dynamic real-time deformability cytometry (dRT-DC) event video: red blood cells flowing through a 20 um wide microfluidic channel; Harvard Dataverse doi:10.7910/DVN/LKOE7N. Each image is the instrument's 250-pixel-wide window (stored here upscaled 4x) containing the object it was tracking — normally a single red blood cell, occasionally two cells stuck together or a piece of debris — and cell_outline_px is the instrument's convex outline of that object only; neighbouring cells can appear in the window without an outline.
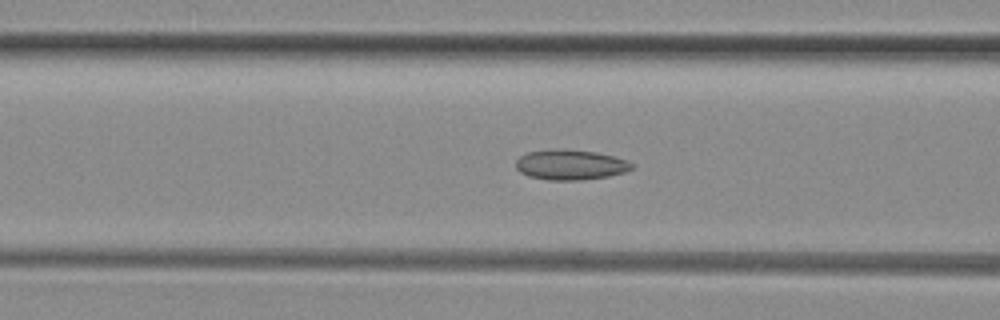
{"species": "common noctule bat (a hibernating species)", "species_latin": "Nyctalus noctula", "temperature_condition": "room temperature", "stored_images_in_passage": 40, "camera_frame_rate_fps": 3000, "um_per_image_px": 0.085, "animal": {"sex": "female", "body_mass_g": 29.2, "forearm_length_mm": 56.3}, "frame": {"image": 1, "passage_image": 9, "time_ms": 2.667, "image_size_px": [1000, 320], "cell_outline_px": [[632, 168], [624, 172], [608, 176], [580, 180], [548, 180], [528, 176], [520, 172], [516, 168], [516, 160], [520, 156], [528, 152], [564, 148], [596, 152], [628, 160], [632, 164]], "centroid_in_image_um": [48.47, 14.0], "position_along_channel_um": 118.1, "area_um2": 20.35}}
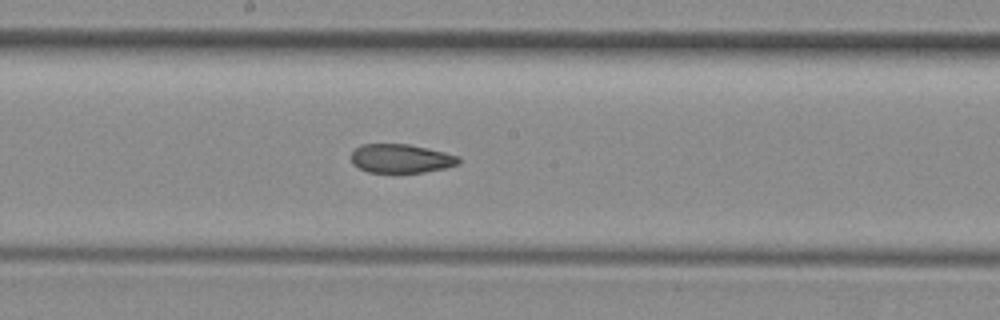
{"frame": {"image": 2, "passage_image": 16, "time_ms": 5.0, "image_size_px": [1000, 320], "cell_outline_px": [[460, 164], [444, 168], [424, 172], [368, 172], [352, 164], [352, 152], [360, 144], [408, 144], [428, 148], [460, 156]], "centroid_in_image_um": [34.1, 13.47], "position_along_channel_um": 214.1, "area_um2": 18.03}}
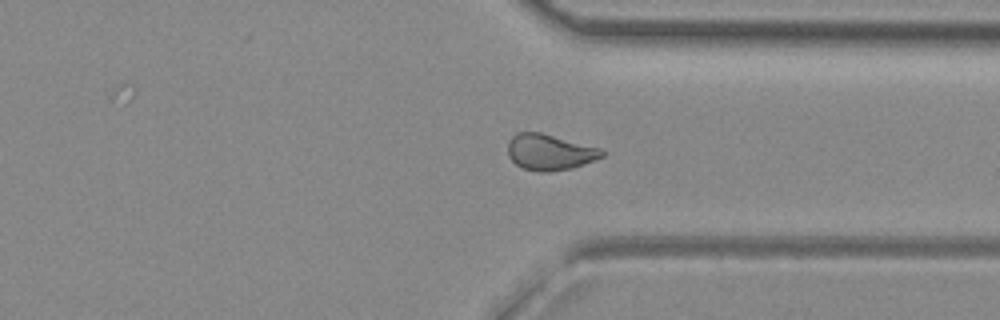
{"frame": {"image": 3, "passage_image": 27, "time_ms": 8.667, "image_size_px": [1000, 320], "cell_outline_px": [[604, 156], [596, 160], [572, 168], [548, 172], [540, 172], [524, 168], [516, 164], [508, 156], [508, 140], [516, 132], [540, 132], [600, 148], [604, 152]], "centroid_in_image_um": [46.71, 12.93], "position_along_channel_um": 364.7, "area_um2": 19.71}, "authors_computed_cell_mechanics": {"area_um2": 19.6809, "velocity_mm_per_s": 4.1165, "shape_relaxation_time_tau1_ms": null, "shape_relaxation_time_tau2_ms": 1.7048, "deformation_change_tau1": null, "deformation_change_tau2": 0.0708}}